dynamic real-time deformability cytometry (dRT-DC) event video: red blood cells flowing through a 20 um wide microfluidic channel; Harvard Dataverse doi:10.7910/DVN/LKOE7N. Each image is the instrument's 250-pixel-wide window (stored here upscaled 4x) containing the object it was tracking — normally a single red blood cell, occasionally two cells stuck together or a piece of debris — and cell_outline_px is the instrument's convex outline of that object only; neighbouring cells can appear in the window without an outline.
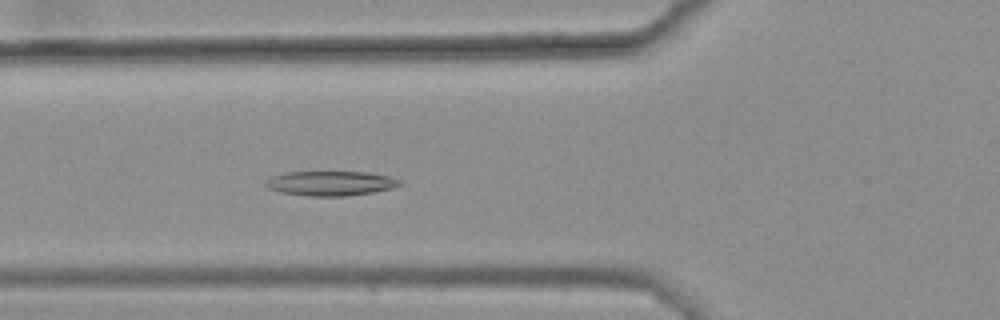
{"species": "common noctule bat (a hibernating species)", "species_latin": "Nyctalus noctula", "temperature_condition": "warm", "stored_images_in_passage": 47, "camera_frame_rate_fps": 3000, "um_per_image_px": 0.085, "animal": {"sex": "female", "body_mass_g": 25.1}, "frame": {"image": 1, "passage_image": 21, "time_ms": 6.667, "image_size_px": [1000, 320], "cell_outline_px": [[404, 184], [392, 188], [372, 192], [348, 196], [304, 196], [280, 192], [268, 188], [264, 184], [272, 176], [288, 172], [364, 172], [388, 176], [404, 180]], "centroid_in_image_um": [28.14, 15.59], "position_along_channel_um": 97.7, "area_um2": 19.31}}
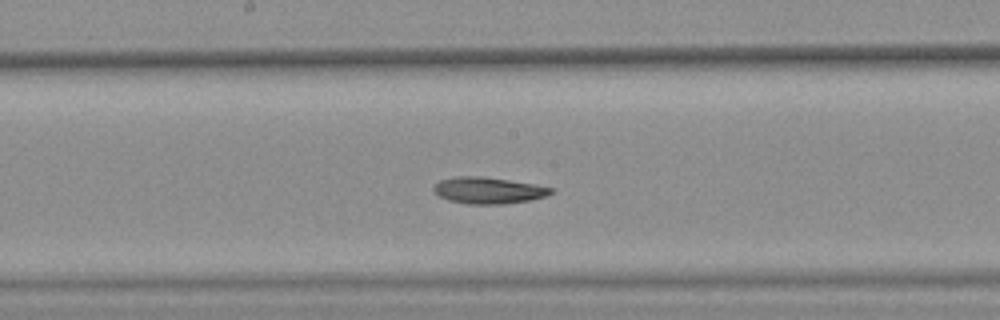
{"frame": {"image": 2, "passage_image": 30, "time_ms": 9.667, "image_size_px": [1000, 320], "cell_outline_px": [[556, 188], [552, 192], [544, 196], [532, 200], [504, 204], [468, 204], [448, 200], [432, 192], [432, 188], [440, 180], [456, 176], [480, 176], [536, 184]], "centroid_in_image_um": [41.51, 16.18], "position_along_channel_um": 206.7, "area_um2": 18.21}}
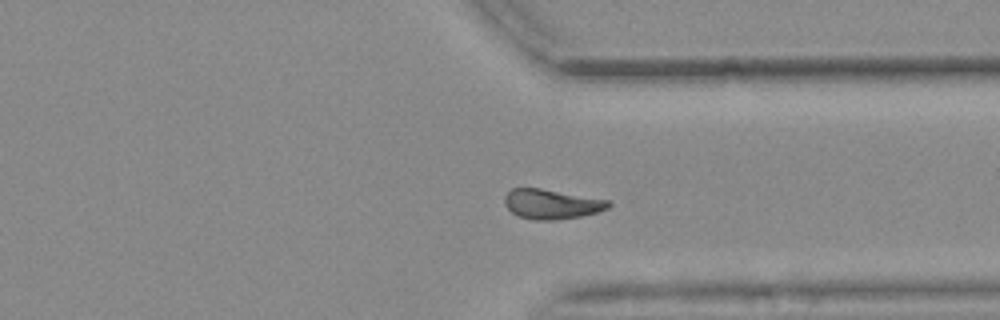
{"frame": {"image": 3, "passage_image": 43, "time_ms": 14.0, "image_size_px": [1000, 320], "cell_outline_px": [[612, 204], [608, 208], [596, 212], [580, 216], [552, 220], [536, 220], [520, 216], [512, 212], [504, 204], [504, 196], [512, 188], [540, 188], [608, 200]], "centroid_in_image_um": [46.86, 17.34], "position_along_channel_um": 364.5, "area_um2": 17.74}}